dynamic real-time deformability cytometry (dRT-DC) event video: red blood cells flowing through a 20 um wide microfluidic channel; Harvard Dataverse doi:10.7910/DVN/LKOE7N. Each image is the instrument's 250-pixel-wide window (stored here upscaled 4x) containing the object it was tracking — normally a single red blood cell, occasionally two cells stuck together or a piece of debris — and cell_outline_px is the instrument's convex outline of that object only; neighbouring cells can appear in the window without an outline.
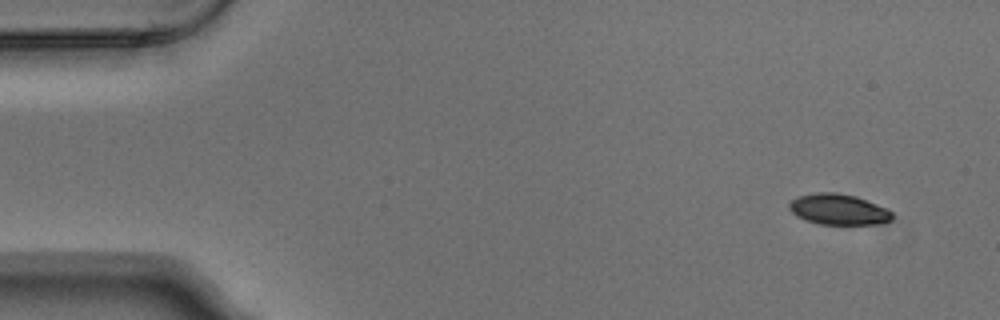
{"species": "Egyptian fruit bat (a non-hibernating species)", "species_latin": "Rousettus aegyptiacus", "temperature_condition": "warm", "stored_images_in_passage": 5, "camera_frame_rate_fps": 3000, "um_per_image_px": 0.085, "animal": {"sex": "male"}, "frame": {"image": 1, "passage_image": 1, "time_ms": 0.0, "image_size_px": [1000, 320], "cell_outline_px": [[892, 220], [876, 224], [820, 224], [796, 216], [788, 208], [788, 204], [792, 200], [800, 196], [816, 192], [836, 192], [856, 196], [888, 208], [892, 212]], "centroid_in_image_um": [71.29, 17.79], "position_along_channel_um": 13.7, "area_um2": 18.44}}
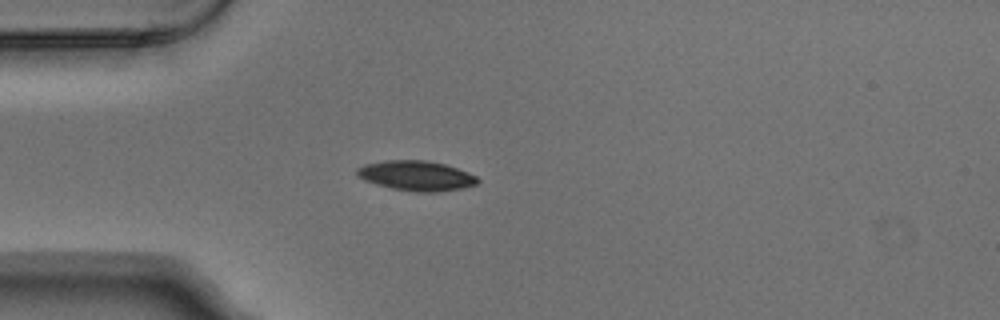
{"frame": {"image": 2, "passage_image": 4, "time_ms": 1.0, "image_size_px": [1000, 320], "cell_outline_px": [[480, 180], [476, 184], [460, 188], [436, 192], [416, 192], [392, 188], [376, 184], [364, 180], [356, 172], [356, 168], [364, 164], [384, 160], [424, 160], [444, 164], [468, 172], [476, 176]], "centroid_in_image_um": [35.37, 14.93], "position_along_channel_um": 49.6, "area_um2": 20.87}}